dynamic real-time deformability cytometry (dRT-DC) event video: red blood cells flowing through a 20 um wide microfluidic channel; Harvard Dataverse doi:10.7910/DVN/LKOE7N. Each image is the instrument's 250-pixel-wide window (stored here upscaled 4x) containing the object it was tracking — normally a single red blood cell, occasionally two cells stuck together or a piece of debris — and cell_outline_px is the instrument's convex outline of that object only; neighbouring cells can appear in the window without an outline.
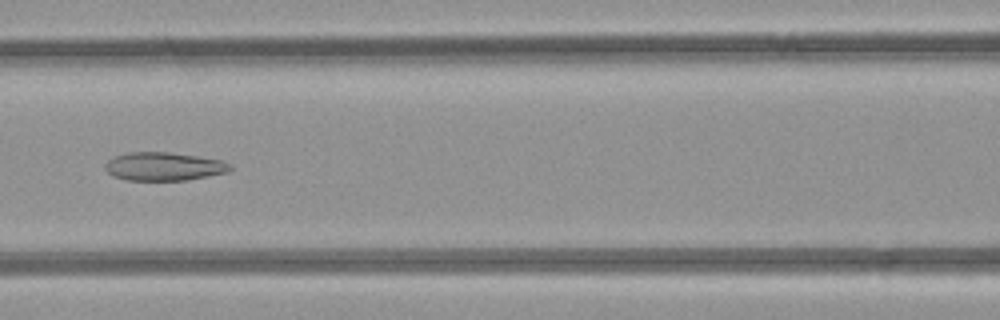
{"species": "common noctule bat (a hibernating species)", "species_latin": "Nyctalus noctula", "temperature_condition": "room temperature", "stored_images_in_passage": 49, "camera_frame_rate_fps": 3000, "um_per_image_px": 0.085, "animal": {"sex": "female", "body_mass_g": 21.9}, "frame": {"image": 1, "passage_image": 22, "time_ms": 7.0, "image_size_px": [1000, 320], "cell_outline_px": [[232, 168], [228, 172], [188, 180], [124, 180], [112, 176], [104, 168], [104, 164], [112, 156], [128, 152], [168, 152], [196, 156], [220, 160], [232, 164]], "centroid_in_image_um": [13.89, 14.15], "position_along_channel_um": 152.7, "area_um2": 20.81}}
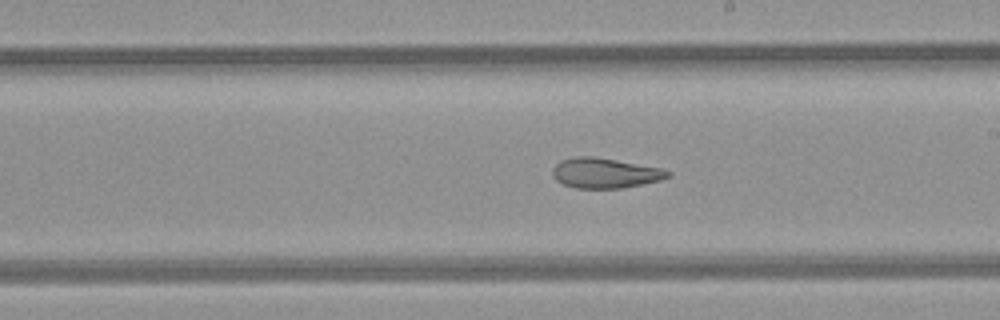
{"frame": {"image": 2, "passage_image": 28, "time_ms": 9.0, "image_size_px": [1000, 320], "cell_outline_px": [[672, 176], [660, 180], [620, 188], [576, 188], [564, 184], [556, 180], [552, 176], [552, 168], [560, 160], [576, 156], [592, 156], [664, 168], [672, 172]], "centroid_in_image_um": [51.43, 14.7], "position_along_channel_um": 237.6, "area_um2": 20.29}}
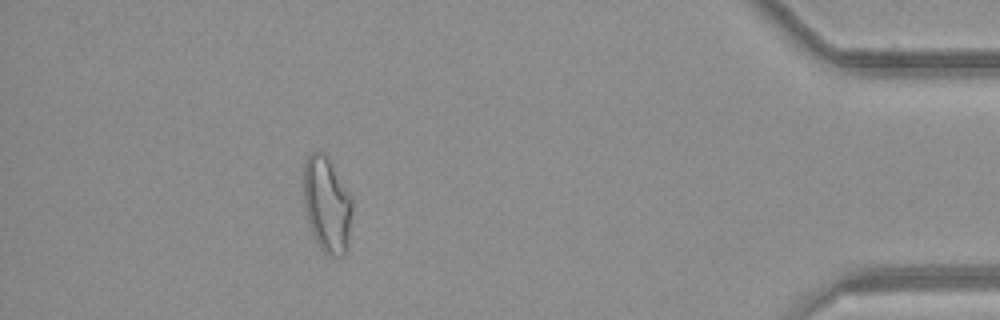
{"frame": {"image": 3, "passage_image": 44, "time_ms": 14.333, "image_size_px": [1000, 320], "cell_outline_px": [[352, 212], [348, 244], [344, 252], [340, 256], [332, 256], [324, 252], [320, 248], [312, 232], [308, 220], [304, 204], [304, 160], [312, 152], [324, 152], [328, 156], [352, 196]], "centroid_in_image_um": [27.8, 17.35], "position_along_channel_um": 407.4, "area_um2": 27.17}, "authors_computed_cell_mechanics": {"area_um2": 26.2412, "velocity_mm_per_s": 4.2458, "shape_relaxation_time_tau1_ms": null, "shape_relaxation_time_tau2_ms": 2.2045, "deformation_change_tau1": null, "deformation_change_tau2": 0.1043}}